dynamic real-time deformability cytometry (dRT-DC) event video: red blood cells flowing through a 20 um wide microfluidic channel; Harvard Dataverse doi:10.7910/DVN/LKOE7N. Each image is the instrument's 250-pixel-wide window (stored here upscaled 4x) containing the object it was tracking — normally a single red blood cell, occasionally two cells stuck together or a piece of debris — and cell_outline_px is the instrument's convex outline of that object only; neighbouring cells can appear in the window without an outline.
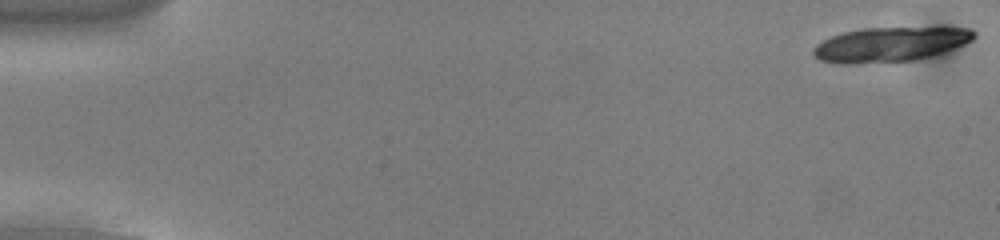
{"species": "common noctule bat (a hibernating species)", "species_latin": "Nyctalus noctula", "temperature_condition": "cold", "stored_images_in_passage": 12, "camera_frame_rate_fps": 3000, "um_per_image_px": 0.085, "animal": {"sex": "male", "body_mass_g": 13.0, "forearm_length_mm": 53.1}, "frame": {"image": 1, "passage_image": 1, "time_ms": 0.0, "image_size_px": [1000, 240], "cell_outline_px": [[976, 36], [972, 40], [964, 44], [944, 52], [932, 56], [916, 60], [852, 64], [836, 64], [820, 60], [812, 56], [812, 48], [816, 44], [832, 36], [844, 32], [860, 28], [940, 24], [944, 24], [968, 28], [976, 32]], "centroid_in_image_um": [75.76, 3.72], "position_along_channel_um": 9.2, "area_um2": 34.1}}